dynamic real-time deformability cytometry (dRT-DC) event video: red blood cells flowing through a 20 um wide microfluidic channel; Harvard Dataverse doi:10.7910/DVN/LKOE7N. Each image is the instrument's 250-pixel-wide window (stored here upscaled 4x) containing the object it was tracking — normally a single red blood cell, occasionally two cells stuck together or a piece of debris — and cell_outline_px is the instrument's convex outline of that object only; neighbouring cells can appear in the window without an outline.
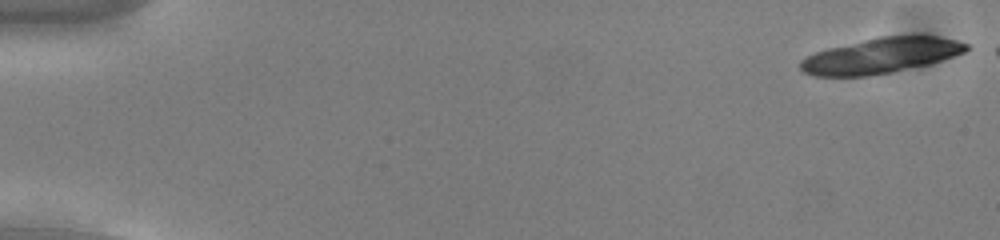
{"species": "common noctule bat (a hibernating species)", "species_latin": "Nyctalus noctula", "temperature_condition": "cold", "stored_images_in_passage": 17, "camera_frame_rate_fps": 3000, "um_per_image_px": 0.085, "animal": {"sex": "male", "body_mass_g": 13.0, "forearm_length_mm": 53.1}, "frame": {"image": 1, "passage_image": 1, "time_ms": 0.0, "image_size_px": [1000, 240], "cell_outline_px": [[972, 48], [964, 52], [928, 64], [892, 72], [868, 76], [812, 76], [804, 72], [800, 68], [800, 60], [816, 52], [828, 48], [880, 36], [940, 36], [956, 40], [968, 44]], "centroid_in_image_um": [74.88, 4.73], "position_along_channel_um": 10.1, "area_um2": 33.99}}